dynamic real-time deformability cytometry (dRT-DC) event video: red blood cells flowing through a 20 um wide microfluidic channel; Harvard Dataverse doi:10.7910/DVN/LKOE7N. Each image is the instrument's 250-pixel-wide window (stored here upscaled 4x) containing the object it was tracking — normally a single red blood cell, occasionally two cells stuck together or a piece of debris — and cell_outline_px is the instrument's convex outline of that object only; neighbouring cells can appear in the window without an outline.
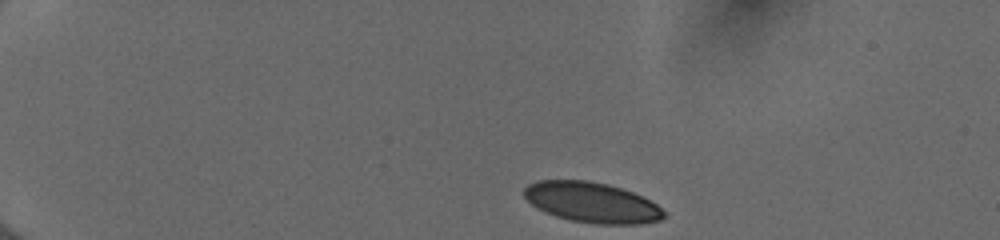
{"species": "human", "species_latin": "Homo sapiens", "temperature_condition": "cold", "stored_images_in_passage": 43, "camera_frame_rate_fps": 3000, "um_per_image_px": 0.085, "donor": {"sex": "female"}, "frame": {"image": 1, "passage_image": 1, "time_ms": 0.0, "image_size_px": [1000, 240], "cell_outline_px": [[664, 216], [660, 220], [640, 224], [596, 224], [572, 220], [556, 216], [544, 212], [536, 208], [524, 196], [524, 188], [528, 184], [536, 180], [588, 180], [608, 184], [644, 196], [656, 204], [664, 212]], "centroid_in_image_um": [50.29, 17.2], "position_along_channel_um": 34.7, "area_um2": 32.89}}
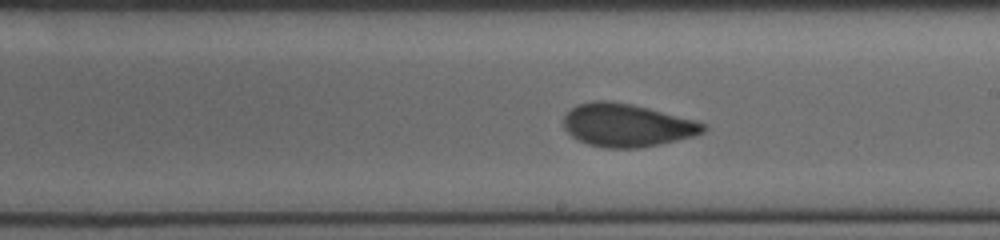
{"frame": {"image": 2, "passage_image": 23, "time_ms": 7.333, "image_size_px": [1000, 240], "cell_outline_px": [[708, 128], [704, 132], [696, 136], [660, 144], [640, 148], [604, 148], [588, 144], [572, 136], [564, 128], [564, 116], [572, 108], [580, 104], [592, 100], [608, 100], [632, 104], [696, 120], [708, 124]], "centroid_in_image_um": [53.33, 10.65], "position_along_channel_um": 235.7, "area_um2": 35.14}}
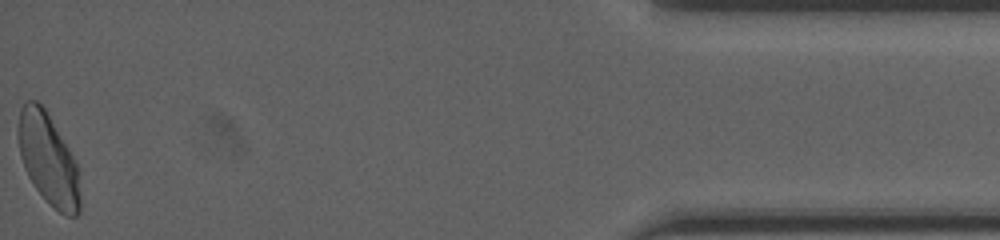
{"frame": {"image": 3, "passage_image": 43, "time_ms": 14.0, "image_size_px": [1000, 240], "cell_outline_px": [[80, 212], [76, 216], [64, 216], [36, 188], [28, 176], [24, 168], [20, 156], [16, 136], [16, 128], [20, 108], [28, 100], [36, 100], [44, 108], [68, 148], [76, 164], [80, 196]], "centroid_in_image_um": [4.05, 13.5], "position_along_channel_um": 431.1, "area_um2": 32.54}, "authors_computed_cell_mechanics": {"area_um2": 33.8708, "velocity_mm_per_s": 3.9934, "shape_relaxation_time_tau1_ms": 9.6917, "shape_relaxation_time_tau2_ms": 0.6249, "deformation_change_tau1": 0.2165, "deformation_change_tau2": 0.0642}}